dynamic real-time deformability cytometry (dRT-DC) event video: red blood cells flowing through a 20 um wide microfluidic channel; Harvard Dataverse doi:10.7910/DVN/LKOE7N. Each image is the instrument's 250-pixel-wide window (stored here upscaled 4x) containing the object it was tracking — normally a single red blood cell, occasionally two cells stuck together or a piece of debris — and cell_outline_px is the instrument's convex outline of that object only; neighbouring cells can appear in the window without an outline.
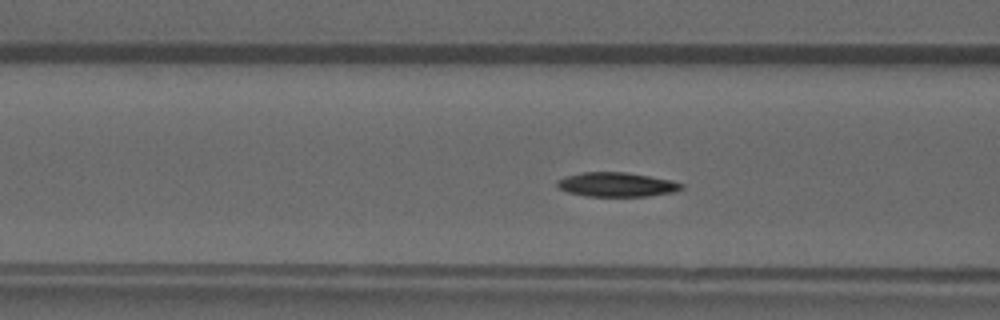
{"species": "common noctule bat (a hibernating species)", "species_latin": "Nyctalus noctula", "temperature_condition": "warm", "stored_images_in_passage": 46, "camera_frame_rate_fps": 3000, "um_per_image_px": 0.085, "animal": {"sex": "male", "forearm_length_mm": 52.5}, "frame": {"image": 1, "passage_image": 15, "time_ms": 4.667, "image_size_px": [1000, 320], "cell_outline_px": [[684, 188], [676, 192], [648, 196], [584, 196], [568, 192], [560, 188], [556, 184], [556, 180], [564, 176], [580, 172], [624, 172], [672, 180], [684, 184]], "centroid_in_image_um": [52.42, 15.69], "position_along_channel_um": 114.2, "area_um2": 17.74}}
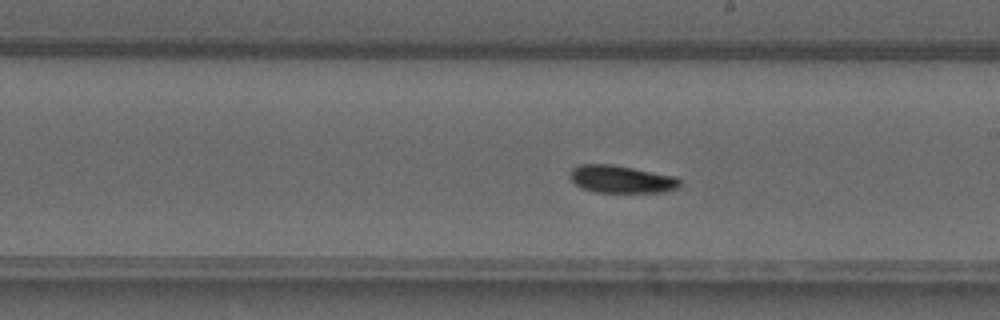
{"frame": {"image": 2, "passage_image": 24, "time_ms": 7.667, "image_size_px": [1000, 320], "cell_outline_px": [[680, 188], [664, 192], [596, 192], [580, 188], [568, 176], [568, 172], [572, 168], [580, 164], [612, 164], [676, 176], [680, 180]], "centroid_in_image_um": [52.8, 15.23], "position_along_channel_um": 236.2, "area_um2": 17.86}}
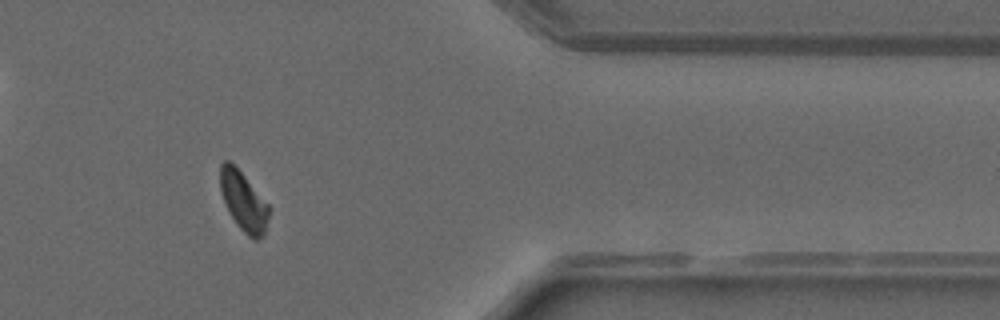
{"frame": {"image": 3, "passage_image": 37, "time_ms": 12.0, "image_size_px": [1000, 320], "cell_outline_px": [[268, 216], [264, 232], [256, 240], [248, 236], [236, 224], [224, 204], [220, 188], [220, 164], [224, 160], [228, 160], [244, 176], [268, 204]], "centroid_in_image_um": [20.65, 17.1], "position_along_channel_um": 390.7, "area_um2": 16.36}, "authors_computed_cell_mechanics": {"area_um2": 17.6001, "velocity_mm_per_s": 4.0837, "shape_relaxation_time_tau1_ms": 4.16, "shape_relaxation_time_tau2_ms": 7.7267, "deformation_change_tau1": 0.1397, "deformation_change_tau2": 0.097}}